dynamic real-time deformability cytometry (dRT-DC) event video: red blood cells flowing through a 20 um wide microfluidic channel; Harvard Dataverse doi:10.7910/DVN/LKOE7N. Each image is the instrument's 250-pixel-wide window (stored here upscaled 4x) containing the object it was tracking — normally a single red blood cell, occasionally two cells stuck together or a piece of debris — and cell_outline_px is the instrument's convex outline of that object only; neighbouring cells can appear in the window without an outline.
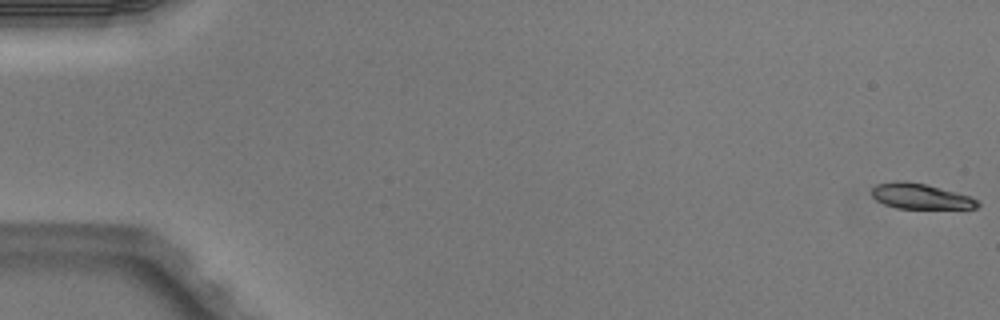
{"species": "Egyptian fruit bat (a non-hibernating species)", "species_latin": "Rousettus aegyptiacus", "temperature_condition": "warm", "stored_images_in_passage": 6, "camera_frame_rate_fps": 3000, "um_per_image_px": 0.085, "animal": {"sex": "male"}, "frame": {"image": 1, "passage_image": 1, "time_ms": 0.0, "image_size_px": [1000, 320], "cell_outline_px": [[980, 204], [976, 208], [896, 208], [884, 204], [876, 200], [872, 196], [872, 188], [876, 184], [892, 180], [904, 180], [924, 184], [956, 192], [968, 196], [976, 200]], "centroid_in_image_um": [78.17, 16.67], "position_along_channel_um": 6.8, "area_um2": 15.55}}
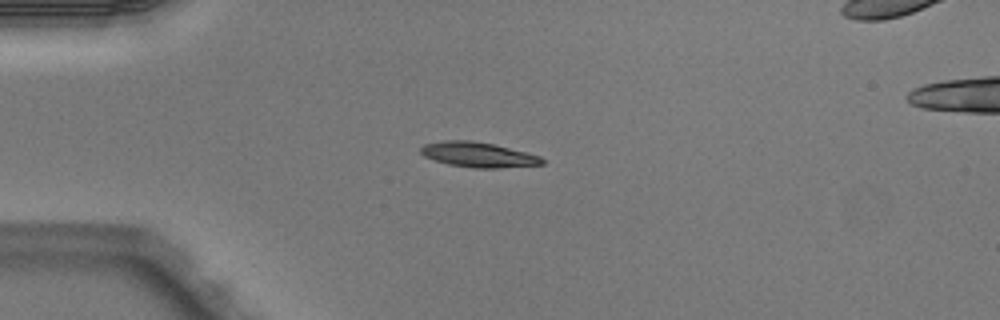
{"frame": {"image": 2, "passage_image": 4, "time_ms": 1.0, "image_size_px": [1000, 320], "cell_outline_px": [[544, 164], [500, 168], [476, 168], [448, 164], [424, 156], [420, 152], [420, 148], [424, 144], [444, 140], [472, 140], [492, 144], [540, 156], [544, 160]], "centroid_in_image_um": [40.63, 13.15], "position_along_channel_um": 44.4, "area_um2": 17.51}}
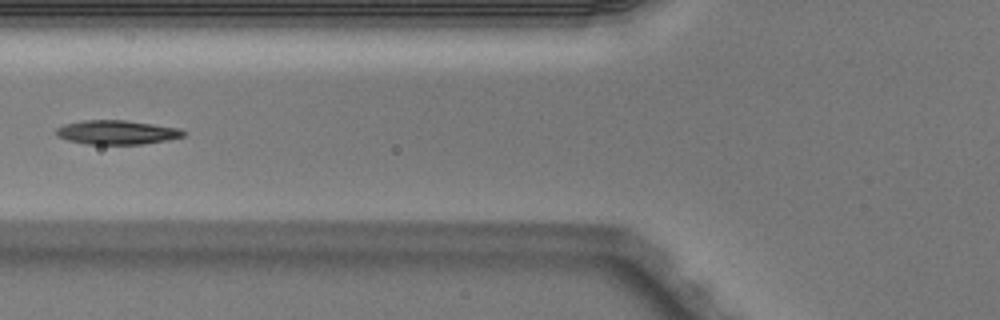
{"frame": {"image": 3, "passage_image": 6, "time_ms": 1.667, "image_size_px": [1000, 320], "cell_outline_px": [[184, 136], [168, 140], [144, 144], [88, 144], [68, 140], [56, 136], [56, 128], [64, 124], [84, 120], [124, 120], [180, 128], [184, 132]], "centroid_in_image_um": [9.92, 11.25], "position_along_channel_um": 115.9, "area_um2": 17.8}}